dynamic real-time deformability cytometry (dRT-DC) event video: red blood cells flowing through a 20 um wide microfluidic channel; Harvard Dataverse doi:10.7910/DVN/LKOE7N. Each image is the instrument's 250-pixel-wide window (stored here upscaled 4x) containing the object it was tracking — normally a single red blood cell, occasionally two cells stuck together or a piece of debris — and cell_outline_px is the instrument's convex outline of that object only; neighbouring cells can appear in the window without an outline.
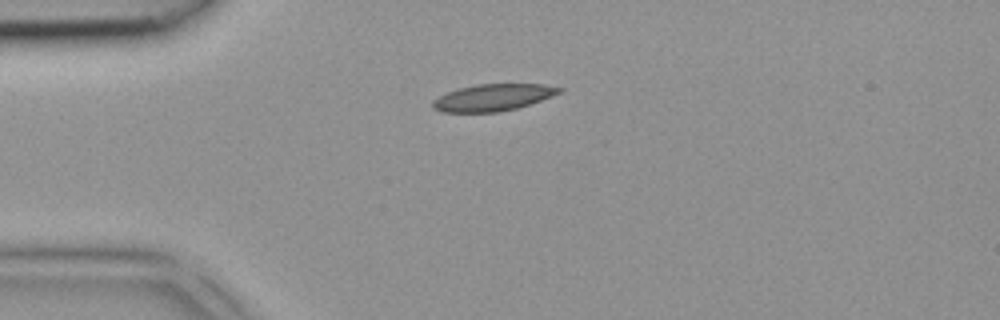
{"species": "common noctule bat (a hibernating species)", "species_latin": "Nyctalus noctula", "temperature_condition": "room temperature", "stored_images_in_passage": 1, "camera_frame_rate_fps": 3000, "um_per_image_px": 0.085, "animal": {"sex": "female", "body_mass_g": 18.4}, "frame": {"image": 1, "passage_image": 1, "time_ms": 0.0, "image_size_px": [1000, 320], "cell_outline_px": [[564, 88], [560, 92], [552, 96], [516, 108], [500, 112], [440, 112], [432, 108], [432, 100], [448, 92], [460, 88], [476, 84], [544, 84]], "centroid_in_image_um": [41.88, 8.29], "position_along_channel_um": 43.1, "area_um2": 19.65}}